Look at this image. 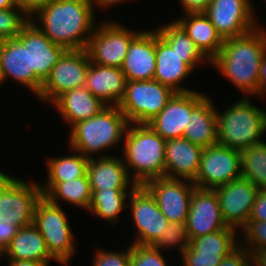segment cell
I'll use <instances>...</instances> for the list:
<instances>
[{
	"instance_id": "6da1fadb",
	"label": "cell",
	"mask_w": 266,
	"mask_h": 266,
	"mask_svg": "<svg viewBox=\"0 0 266 266\" xmlns=\"http://www.w3.org/2000/svg\"><path fill=\"white\" fill-rule=\"evenodd\" d=\"M94 8L90 0H52L36 13L40 23L31 20L54 44L66 50L86 49L97 26Z\"/></svg>"
},
{
	"instance_id": "7a4b0ae2",
	"label": "cell",
	"mask_w": 266,
	"mask_h": 266,
	"mask_svg": "<svg viewBox=\"0 0 266 266\" xmlns=\"http://www.w3.org/2000/svg\"><path fill=\"white\" fill-rule=\"evenodd\" d=\"M266 56V31L261 27L224 40L218 55L209 63L227 77L241 93L259 95V76Z\"/></svg>"
},
{
	"instance_id": "3957f363",
	"label": "cell",
	"mask_w": 266,
	"mask_h": 266,
	"mask_svg": "<svg viewBox=\"0 0 266 266\" xmlns=\"http://www.w3.org/2000/svg\"><path fill=\"white\" fill-rule=\"evenodd\" d=\"M123 140V161L135 185L165 177L166 140L149 125L128 124ZM128 168L133 169V175H130Z\"/></svg>"
},
{
	"instance_id": "277c9868",
	"label": "cell",
	"mask_w": 266,
	"mask_h": 266,
	"mask_svg": "<svg viewBox=\"0 0 266 266\" xmlns=\"http://www.w3.org/2000/svg\"><path fill=\"white\" fill-rule=\"evenodd\" d=\"M128 124L118 106H106L95 116L74 124L68 142L75 152L91 158L92 153H101L117 145L123 139Z\"/></svg>"
},
{
	"instance_id": "5b68a950",
	"label": "cell",
	"mask_w": 266,
	"mask_h": 266,
	"mask_svg": "<svg viewBox=\"0 0 266 266\" xmlns=\"http://www.w3.org/2000/svg\"><path fill=\"white\" fill-rule=\"evenodd\" d=\"M266 132V112L244 97L232 106L217 112L218 144L243 150L263 142Z\"/></svg>"
},
{
	"instance_id": "8992f818",
	"label": "cell",
	"mask_w": 266,
	"mask_h": 266,
	"mask_svg": "<svg viewBox=\"0 0 266 266\" xmlns=\"http://www.w3.org/2000/svg\"><path fill=\"white\" fill-rule=\"evenodd\" d=\"M63 209L45 197L37 202L33 225L45 240L48 252L60 264H68L75 253L74 234Z\"/></svg>"
},
{
	"instance_id": "52a82bcc",
	"label": "cell",
	"mask_w": 266,
	"mask_h": 266,
	"mask_svg": "<svg viewBox=\"0 0 266 266\" xmlns=\"http://www.w3.org/2000/svg\"><path fill=\"white\" fill-rule=\"evenodd\" d=\"M174 91L157 80L128 81L118 107L129 124H147L166 106Z\"/></svg>"
},
{
	"instance_id": "ba28073f",
	"label": "cell",
	"mask_w": 266,
	"mask_h": 266,
	"mask_svg": "<svg viewBox=\"0 0 266 266\" xmlns=\"http://www.w3.org/2000/svg\"><path fill=\"white\" fill-rule=\"evenodd\" d=\"M141 31H132L116 21L98 24L86 47L90 62L121 68L131 41Z\"/></svg>"
},
{
	"instance_id": "9c48e42d",
	"label": "cell",
	"mask_w": 266,
	"mask_h": 266,
	"mask_svg": "<svg viewBox=\"0 0 266 266\" xmlns=\"http://www.w3.org/2000/svg\"><path fill=\"white\" fill-rule=\"evenodd\" d=\"M89 66L86 49L66 50L52 68L37 97L52 104L64 92L85 86Z\"/></svg>"
},
{
	"instance_id": "30bf717a",
	"label": "cell",
	"mask_w": 266,
	"mask_h": 266,
	"mask_svg": "<svg viewBox=\"0 0 266 266\" xmlns=\"http://www.w3.org/2000/svg\"><path fill=\"white\" fill-rule=\"evenodd\" d=\"M240 151L220 144L203 148L199 170L192 181L200 189H216L241 178Z\"/></svg>"
},
{
	"instance_id": "8fae6325",
	"label": "cell",
	"mask_w": 266,
	"mask_h": 266,
	"mask_svg": "<svg viewBox=\"0 0 266 266\" xmlns=\"http://www.w3.org/2000/svg\"><path fill=\"white\" fill-rule=\"evenodd\" d=\"M251 0H211L204 14L223 40L242 36L258 25Z\"/></svg>"
},
{
	"instance_id": "7c38bea8",
	"label": "cell",
	"mask_w": 266,
	"mask_h": 266,
	"mask_svg": "<svg viewBox=\"0 0 266 266\" xmlns=\"http://www.w3.org/2000/svg\"><path fill=\"white\" fill-rule=\"evenodd\" d=\"M143 186L155 198L169 222L186 223L192 192L196 188L192 181L162 177L152 179Z\"/></svg>"
},
{
	"instance_id": "4fadbf2b",
	"label": "cell",
	"mask_w": 266,
	"mask_h": 266,
	"mask_svg": "<svg viewBox=\"0 0 266 266\" xmlns=\"http://www.w3.org/2000/svg\"><path fill=\"white\" fill-rule=\"evenodd\" d=\"M129 197L128 207L131 208L132 220L137 228L136 234L139 235L132 244L153 245L170 222L161 213L155 198L143 185H137Z\"/></svg>"
},
{
	"instance_id": "5bb4252c",
	"label": "cell",
	"mask_w": 266,
	"mask_h": 266,
	"mask_svg": "<svg viewBox=\"0 0 266 266\" xmlns=\"http://www.w3.org/2000/svg\"><path fill=\"white\" fill-rule=\"evenodd\" d=\"M42 196L39 183L16 178L0 196V222L19 228L33 224L35 207Z\"/></svg>"
},
{
	"instance_id": "9a60e30c",
	"label": "cell",
	"mask_w": 266,
	"mask_h": 266,
	"mask_svg": "<svg viewBox=\"0 0 266 266\" xmlns=\"http://www.w3.org/2000/svg\"><path fill=\"white\" fill-rule=\"evenodd\" d=\"M207 97L196 91L175 92L166 106L147 123L164 140L182 138L190 113Z\"/></svg>"
},
{
	"instance_id": "2e32d148",
	"label": "cell",
	"mask_w": 266,
	"mask_h": 266,
	"mask_svg": "<svg viewBox=\"0 0 266 266\" xmlns=\"http://www.w3.org/2000/svg\"><path fill=\"white\" fill-rule=\"evenodd\" d=\"M236 233V229L228 226L190 239L189 247L181 255L183 266H219L223 258L242 243H239Z\"/></svg>"
},
{
	"instance_id": "e0dca14e",
	"label": "cell",
	"mask_w": 266,
	"mask_h": 266,
	"mask_svg": "<svg viewBox=\"0 0 266 266\" xmlns=\"http://www.w3.org/2000/svg\"><path fill=\"white\" fill-rule=\"evenodd\" d=\"M214 190L227 226L236 230L243 228L249 220L259 189L251 181L241 177Z\"/></svg>"
},
{
	"instance_id": "ac0fdd59",
	"label": "cell",
	"mask_w": 266,
	"mask_h": 266,
	"mask_svg": "<svg viewBox=\"0 0 266 266\" xmlns=\"http://www.w3.org/2000/svg\"><path fill=\"white\" fill-rule=\"evenodd\" d=\"M185 224L189 239L211 234L228 227L222 217L215 190L197 187L193 190Z\"/></svg>"
},
{
	"instance_id": "d6986e66",
	"label": "cell",
	"mask_w": 266,
	"mask_h": 266,
	"mask_svg": "<svg viewBox=\"0 0 266 266\" xmlns=\"http://www.w3.org/2000/svg\"><path fill=\"white\" fill-rule=\"evenodd\" d=\"M206 57H181L158 34L156 30V70L154 80L170 87L174 92L193 91L179 84L192 73Z\"/></svg>"
},
{
	"instance_id": "ffe728a7",
	"label": "cell",
	"mask_w": 266,
	"mask_h": 266,
	"mask_svg": "<svg viewBox=\"0 0 266 266\" xmlns=\"http://www.w3.org/2000/svg\"><path fill=\"white\" fill-rule=\"evenodd\" d=\"M0 63L4 81L8 78L39 95L43 82L30 69V50L17 38L0 41Z\"/></svg>"
},
{
	"instance_id": "44dd1931",
	"label": "cell",
	"mask_w": 266,
	"mask_h": 266,
	"mask_svg": "<svg viewBox=\"0 0 266 266\" xmlns=\"http://www.w3.org/2000/svg\"><path fill=\"white\" fill-rule=\"evenodd\" d=\"M17 38L24 47L29 48L30 69L44 83L66 49L54 44L32 20L23 27Z\"/></svg>"
},
{
	"instance_id": "7402d4cb",
	"label": "cell",
	"mask_w": 266,
	"mask_h": 266,
	"mask_svg": "<svg viewBox=\"0 0 266 266\" xmlns=\"http://www.w3.org/2000/svg\"><path fill=\"white\" fill-rule=\"evenodd\" d=\"M127 81L153 80L156 70V30L141 31L130 43L121 67Z\"/></svg>"
},
{
	"instance_id": "603a6c76",
	"label": "cell",
	"mask_w": 266,
	"mask_h": 266,
	"mask_svg": "<svg viewBox=\"0 0 266 266\" xmlns=\"http://www.w3.org/2000/svg\"><path fill=\"white\" fill-rule=\"evenodd\" d=\"M203 148L186 138L166 140L165 177L193 181L199 170Z\"/></svg>"
},
{
	"instance_id": "cb8c5ba5",
	"label": "cell",
	"mask_w": 266,
	"mask_h": 266,
	"mask_svg": "<svg viewBox=\"0 0 266 266\" xmlns=\"http://www.w3.org/2000/svg\"><path fill=\"white\" fill-rule=\"evenodd\" d=\"M127 82L121 68L90 62L85 86L107 106H118L125 96Z\"/></svg>"
},
{
	"instance_id": "d4e9b609",
	"label": "cell",
	"mask_w": 266,
	"mask_h": 266,
	"mask_svg": "<svg viewBox=\"0 0 266 266\" xmlns=\"http://www.w3.org/2000/svg\"><path fill=\"white\" fill-rule=\"evenodd\" d=\"M87 177L91 190L128 189L137 186L131 181L123 159L108 154H101L96 160L89 158Z\"/></svg>"
},
{
	"instance_id": "484cf974",
	"label": "cell",
	"mask_w": 266,
	"mask_h": 266,
	"mask_svg": "<svg viewBox=\"0 0 266 266\" xmlns=\"http://www.w3.org/2000/svg\"><path fill=\"white\" fill-rule=\"evenodd\" d=\"M53 105L62 120L69 122L70 127L77 122L95 116L107 106L96 98L86 86L64 92L53 102Z\"/></svg>"
},
{
	"instance_id": "4316f807",
	"label": "cell",
	"mask_w": 266,
	"mask_h": 266,
	"mask_svg": "<svg viewBox=\"0 0 266 266\" xmlns=\"http://www.w3.org/2000/svg\"><path fill=\"white\" fill-rule=\"evenodd\" d=\"M188 34L201 53L212 61L220 52L224 40L204 12L185 13L175 20Z\"/></svg>"
},
{
	"instance_id": "83f0119b",
	"label": "cell",
	"mask_w": 266,
	"mask_h": 266,
	"mask_svg": "<svg viewBox=\"0 0 266 266\" xmlns=\"http://www.w3.org/2000/svg\"><path fill=\"white\" fill-rule=\"evenodd\" d=\"M207 96L191 113L183 138L202 148L218 144L217 109Z\"/></svg>"
},
{
	"instance_id": "f1b7e54d",
	"label": "cell",
	"mask_w": 266,
	"mask_h": 266,
	"mask_svg": "<svg viewBox=\"0 0 266 266\" xmlns=\"http://www.w3.org/2000/svg\"><path fill=\"white\" fill-rule=\"evenodd\" d=\"M8 260H31L49 264L54 259L47 250L45 240L33 225L18 229L17 234L2 252Z\"/></svg>"
},
{
	"instance_id": "f546056e",
	"label": "cell",
	"mask_w": 266,
	"mask_h": 266,
	"mask_svg": "<svg viewBox=\"0 0 266 266\" xmlns=\"http://www.w3.org/2000/svg\"><path fill=\"white\" fill-rule=\"evenodd\" d=\"M40 189L43 197L58 206H61L59 200H62L88 211L92 199V191L87 176L66 182H46V184H40Z\"/></svg>"
},
{
	"instance_id": "4dcf8cb0",
	"label": "cell",
	"mask_w": 266,
	"mask_h": 266,
	"mask_svg": "<svg viewBox=\"0 0 266 266\" xmlns=\"http://www.w3.org/2000/svg\"><path fill=\"white\" fill-rule=\"evenodd\" d=\"M133 189L130 188V193L129 189L91 190L92 199L88 211L114 225L119 220L118 215L128 207L126 198H129Z\"/></svg>"
},
{
	"instance_id": "1f68e13d",
	"label": "cell",
	"mask_w": 266,
	"mask_h": 266,
	"mask_svg": "<svg viewBox=\"0 0 266 266\" xmlns=\"http://www.w3.org/2000/svg\"><path fill=\"white\" fill-rule=\"evenodd\" d=\"M241 176L259 190H266V142L240 151Z\"/></svg>"
},
{
	"instance_id": "d6a6232c",
	"label": "cell",
	"mask_w": 266,
	"mask_h": 266,
	"mask_svg": "<svg viewBox=\"0 0 266 266\" xmlns=\"http://www.w3.org/2000/svg\"><path fill=\"white\" fill-rule=\"evenodd\" d=\"M47 160V182H66L87 176L89 158L79 152L71 156L51 157Z\"/></svg>"
},
{
	"instance_id": "836d02e7",
	"label": "cell",
	"mask_w": 266,
	"mask_h": 266,
	"mask_svg": "<svg viewBox=\"0 0 266 266\" xmlns=\"http://www.w3.org/2000/svg\"><path fill=\"white\" fill-rule=\"evenodd\" d=\"M156 30L159 36L181 57H205L176 21L169 22Z\"/></svg>"
},
{
	"instance_id": "e575fe53",
	"label": "cell",
	"mask_w": 266,
	"mask_h": 266,
	"mask_svg": "<svg viewBox=\"0 0 266 266\" xmlns=\"http://www.w3.org/2000/svg\"><path fill=\"white\" fill-rule=\"evenodd\" d=\"M190 239L185 223L170 222L159 239L152 245L157 249H168L174 246L181 254L189 247Z\"/></svg>"
},
{
	"instance_id": "d590c367",
	"label": "cell",
	"mask_w": 266,
	"mask_h": 266,
	"mask_svg": "<svg viewBox=\"0 0 266 266\" xmlns=\"http://www.w3.org/2000/svg\"><path fill=\"white\" fill-rule=\"evenodd\" d=\"M30 20L18 7L0 9V41L17 37Z\"/></svg>"
},
{
	"instance_id": "8d00e7d4",
	"label": "cell",
	"mask_w": 266,
	"mask_h": 266,
	"mask_svg": "<svg viewBox=\"0 0 266 266\" xmlns=\"http://www.w3.org/2000/svg\"><path fill=\"white\" fill-rule=\"evenodd\" d=\"M160 249L152 245H130V266H167Z\"/></svg>"
},
{
	"instance_id": "74e56055",
	"label": "cell",
	"mask_w": 266,
	"mask_h": 266,
	"mask_svg": "<svg viewBox=\"0 0 266 266\" xmlns=\"http://www.w3.org/2000/svg\"><path fill=\"white\" fill-rule=\"evenodd\" d=\"M243 231L246 244H241L251 254L255 250L266 249V222L265 221H248L247 224L240 230ZM246 240V241H245ZM248 246L246 247V245ZM251 246V247H250ZM254 246V247H253Z\"/></svg>"
},
{
	"instance_id": "f35d334b",
	"label": "cell",
	"mask_w": 266,
	"mask_h": 266,
	"mask_svg": "<svg viewBox=\"0 0 266 266\" xmlns=\"http://www.w3.org/2000/svg\"><path fill=\"white\" fill-rule=\"evenodd\" d=\"M95 258L93 257V266H127L130 261V246L125 252H112L98 249Z\"/></svg>"
},
{
	"instance_id": "ab89813d",
	"label": "cell",
	"mask_w": 266,
	"mask_h": 266,
	"mask_svg": "<svg viewBox=\"0 0 266 266\" xmlns=\"http://www.w3.org/2000/svg\"><path fill=\"white\" fill-rule=\"evenodd\" d=\"M252 254L239 245L229 255L225 256L219 266H252Z\"/></svg>"
},
{
	"instance_id": "60d3db41",
	"label": "cell",
	"mask_w": 266,
	"mask_h": 266,
	"mask_svg": "<svg viewBox=\"0 0 266 266\" xmlns=\"http://www.w3.org/2000/svg\"><path fill=\"white\" fill-rule=\"evenodd\" d=\"M248 221L266 222V190H258Z\"/></svg>"
},
{
	"instance_id": "b9f144b4",
	"label": "cell",
	"mask_w": 266,
	"mask_h": 266,
	"mask_svg": "<svg viewBox=\"0 0 266 266\" xmlns=\"http://www.w3.org/2000/svg\"><path fill=\"white\" fill-rule=\"evenodd\" d=\"M16 7L21 9L30 19L52 0H14Z\"/></svg>"
},
{
	"instance_id": "7bdbcfd3",
	"label": "cell",
	"mask_w": 266,
	"mask_h": 266,
	"mask_svg": "<svg viewBox=\"0 0 266 266\" xmlns=\"http://www.w3.org/2000/svg\"><path fill=\"white\" fill-rule=\"evenodd\" d=\"M19 227L14 224H6L0 222V253H2L7 245L17 234Z\"/></svg>"
},
{
	"instance_id": "ee69618b",
	"label": "cell",
	"mask_w": 266,
	"mask_h": 266,
	"mask_svg": "<svg viewBox=\"0 0 266 266\" xmlns=\"http://www.w3.org/2000/svg\"><path fill=\"white\" fill-rule=\"evenodd\" d=\"M185 13L204 12L211 0H180Z\"/></svg>"
},
{
	"instance_id": "f6af8a7d",
	"label": "cell",
	"mask_w": 266,
	"mask_h": 266,
	"mask_svg": "<svg viewBox=\"0 0 266 266\" xmlns=\"http://www.w3.org/2000/svg\"><path fill=\"white\" fill-rule=\"evenodd\" d=\"M266 94V56L263 58L260 67V76H259V95Z\"/></svg>"
},
{
	"instance_id": "bcb514c9",
	"label": "cell",
	"mask_w": 266,
	"mask_h": 266,
	"mask_svg": "<svg viewBox=\"0 0 266 266\" xmlns=\"http://www.w3.org/2000/svg\"><path fill=\"white\" fill-rule=\"evenodd\" d=\"M252 266H266V249L255 250L252 253Z\"/></svg>"
},
{
	"instance_id": "7dc6e473",
	"label": "cell",
	"mask_w": 266,
	"mask_h": 266,
	"mask_svg": "<svg viewBox=\"0 0 266 266\" xmlns=\"http://www.w3.org/2000/svg\"><path fill=\"white\" fill-rule=\"evenodd\" d=\"M17 177H12L0 171V196L4 190L16 179Z\"/></svg>"
},
{
	"instance_id": "c3c4849f",
	"label": "cell",
	"mask_w": 266,
	"mask_h": 266,
	"mask_svg": "<svg viewBox=\"0 0 266 266\" xmlns=\"http://www.w3.org/2000/svg\"><path fill=\"white\" fill-rule=\"evenodd\" d=\"M9 266H48V264L31 260H9Z\"/></svg>"
},
{
	"instance_id": "681fc988",
	"label": "cell",
	"mask_w": 266,
	"mask_h": 266,
	"mask_svg": "<svg viewBox=\"0 0 266 266\" xmlns=\"http://www.w3.org/2000/svg\"><path fill=\"white\" fill-rule=\"evenodd\" d=\"M92 5H96L102 7L103 9L106 7L113 6L114 4H120L125 2V0H90ZM127 1V0H126ZM96 3V4H95Z\"/></svg>"
},
{
	"instance_id": "f907efd6",
	"label": "cell",
	"mask_w": 266,
	"mask_h": 266,
	"mask_svg": "<svg viewBox=\"0 0 266 266\" xmlns=\"http://www.w3.org/2000/svg\"><path fill=\"white\" fill-rule=\"evenodd\" d=\"M16 4L14 0H0V9L15 8Z\"/></svg>"
},
{
	"instance_id": "816d5d0a",
	"label": "cell",
	"mask_w": 266,
	"mask_h": 266,
	"mask_svg": "<svg viewBox=\"0 0 266 266\" xmlns=\"http://www.w3.org/2000/svg\"><path fill=\"white\" fill-rule=\"evenodd\" d=\"M4 83V78H3V74H2V68H1V63H0V84Z\"/></svg>"
}]
</instances>
